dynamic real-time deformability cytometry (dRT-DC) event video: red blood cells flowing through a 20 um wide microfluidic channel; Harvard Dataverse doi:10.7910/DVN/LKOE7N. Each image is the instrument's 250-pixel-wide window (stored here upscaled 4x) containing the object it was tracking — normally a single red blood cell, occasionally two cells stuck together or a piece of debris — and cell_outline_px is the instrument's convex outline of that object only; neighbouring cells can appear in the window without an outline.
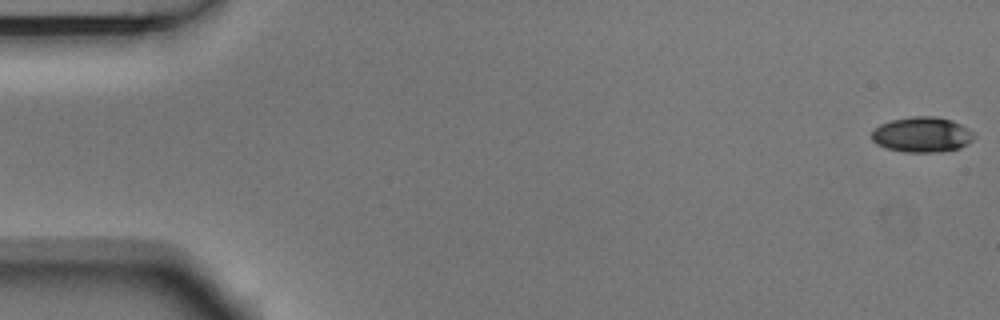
{"species": "Egyptian fruit bat (a non-hibernating species)", "species_latin": "Rousettus aegyptiacus", "temperature_condition": "room temperature", "stored_images_in_passage": 6, "camera_frame_rate_fps": 3000, "um_per_image_px": 0.085, "animal": {"sex": "male"}, "frame": {"image": 1, "passage_image": 1, "time_ms": 0.0, "image_size_px": [1000, 320], "cell_outline_px": [[976, 136], [968, 144], [960, 148], [944, 152], [904, 152], [888, 148], [876, 144], [872, 140], [872, 132], [880, 124], [892, 120], [912, 116], [936, 116], [952, 120], [968, 128]], "centroid_in_image_um": [78.4, 11.45], "position_along_channel_um": 6.6, "area_um2": 21.15}}